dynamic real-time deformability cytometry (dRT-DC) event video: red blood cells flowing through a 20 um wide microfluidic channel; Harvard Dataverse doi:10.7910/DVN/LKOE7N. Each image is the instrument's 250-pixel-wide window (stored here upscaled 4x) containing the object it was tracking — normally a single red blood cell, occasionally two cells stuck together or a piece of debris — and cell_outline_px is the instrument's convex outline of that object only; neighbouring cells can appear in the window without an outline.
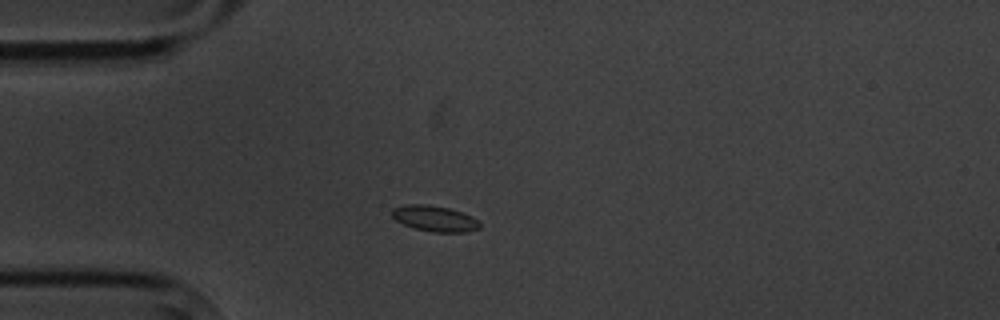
{"species": "common noctule bat (a hibernating species)", "species_latin": "Nyctalus noctula", "temperature_condition": "cold", "stored_images_in_passage": 2, "camera_frame_rate_fps": 3000, "um_per_image_px": 0.085, "animal": {"sex": "male", "body_mass_g": 20.1, "forearm_length_mm": 53.5}, "frame": {"image": 1, "passage_image": 2, "time_ms": 1.0, "image_size_px": [1000, 320], "cell_outline_px": [[480, 228], [468, 232], [432, 232], [416, 228], [404, 224], [396, 220], [392, 216], [392, 208], [404, 204], [428, 204], [448, 208], [472, 216], [480, 224]], "centroid_in_image_um": [36.93, 18.57], "position_along_channel_um": 48.1, "area_um2": 13.12}}